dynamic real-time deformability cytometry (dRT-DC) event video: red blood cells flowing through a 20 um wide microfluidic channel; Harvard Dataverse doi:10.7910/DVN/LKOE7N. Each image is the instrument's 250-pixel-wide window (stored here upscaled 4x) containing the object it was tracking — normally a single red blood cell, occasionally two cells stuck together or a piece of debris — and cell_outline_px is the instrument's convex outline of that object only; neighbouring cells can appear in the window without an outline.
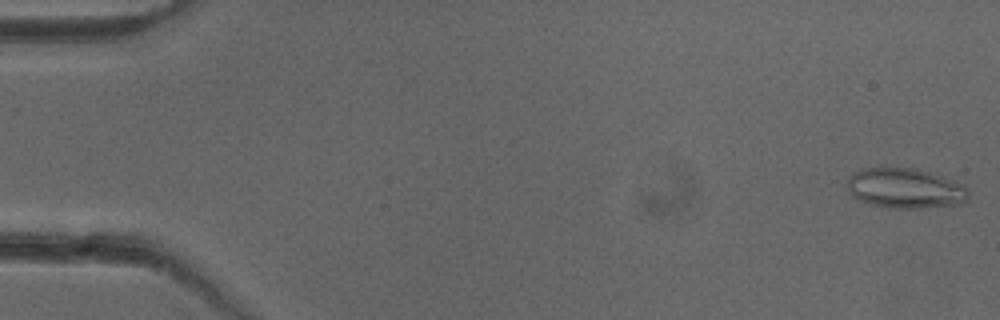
{"species": "common noctule bat (a hibernating species)", "species_latin": "Nyctalus noctula", "temperature_condition": "cold", "stored_images_in_passage": 51, "camera_frame_rate_fps": 3000, "um_per_image_px": 0.085, "animal": {"sex": "female"}, "frame": {"image": 1, "passage_image": 1, "time_ms": 0.0, "image_size_px": [1000, 320], "cell_outline_px": [[968, 200], [956, 204], [924, 208], [896, 208], [872, 204], [860, 200], [852, 196], [848, 188], [848, 176], [852, 172], [864, 168], [916, 168], [964, 184], [968, 188]], "centroid_in_image_um": [76.94, 16.0], "position_along_channel_um": 8.1, "area_um2": 28.15}}
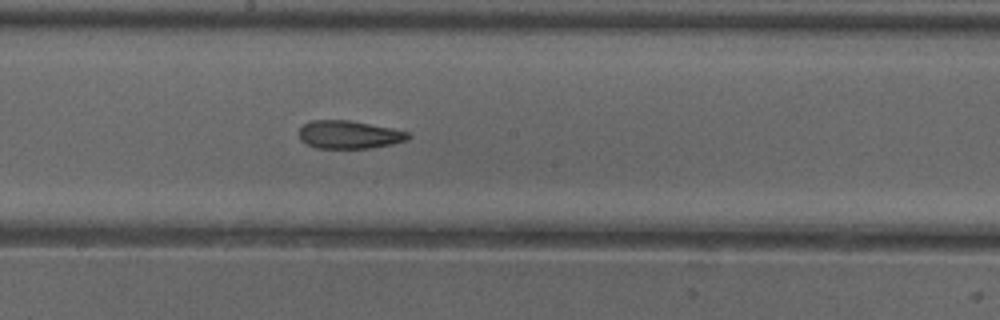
{"frame": {"image": 2, "passage_image": 28, "time_ms": 9.0, "image_size_px": [1000, 320], "cell_outline_px": [[412, 136], [408, 140], [392, 144], [368, 148], [316, 148], [300, 140], [300, 128], [304, 124], [312, 120], [348, 120], [392, 128], [408, 132]], "centroid_in_image_um": [29.69, 11.44], "position_along_channel_um": 218.5, "area_um2": 17.74}}
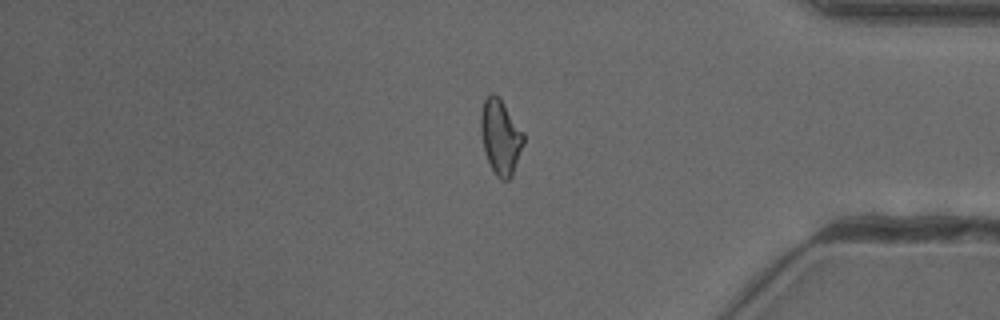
{"frame": {"image": 3, "passage_image": 43, "time_ms": 14.0, "image_size_px": [1000, 320], "cell_outline_px": [[524, 144], [512, 176], [508, 180], [500, 180], [496, 176], [484, 152], [480, 132], [480, 116], [484, 100], [492, 92], [500, 100], [524, 132]], "centroid_in_image_um": [42.54, 11.68], "position_along_channel_um": 392.7, "area_um2": 18.55}, "authors_computed_cell_mechanics": {"area_um2": 18.9006, "velocity_mm_per_s": 3.9783, "shape_relaxation_time_tau1_ms": null, "shape_relaxation_time_tau2_ms": 2.2852, "deformation_change_tau1": null, "deformation_change_tau2": 0.1046}}